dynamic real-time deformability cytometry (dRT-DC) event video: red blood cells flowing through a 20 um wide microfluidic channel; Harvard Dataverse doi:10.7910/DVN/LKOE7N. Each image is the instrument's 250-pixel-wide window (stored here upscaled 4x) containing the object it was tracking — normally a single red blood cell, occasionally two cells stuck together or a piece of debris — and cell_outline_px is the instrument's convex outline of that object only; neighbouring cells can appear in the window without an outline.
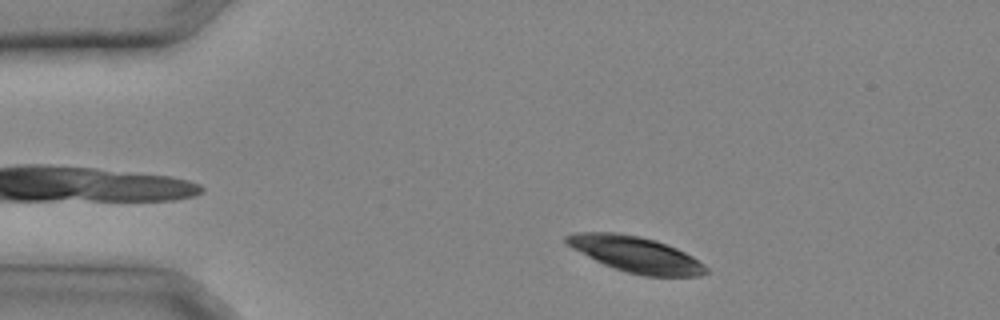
{"species": "common noctule bat (a hibernating species)", "species_latin": "Nyctalus noctula", "temperature_condition": "cold", "stored_images_in_passage": 12, "camera_frame_rate_fps": 3000, "um_per_image_px": 0.085, "animal": {"sex": "male", "body_mass_g": 20.4}, "frame": {"image": 1, "passage_image": 2, "time_ms": 0.333, "image_size_px": [1000, 320], "cell_outline_px": [[708, 272], [700, 276], [644, 276], [628, 272], [604, 264], [564, 244], [564, 236], [576, 232], [616, 232], [640, 236], [656, 240], [676, 248], [692, 256], [704, 264], [708, 268]], "centroid_in_image_um": [54.03, 21.61], "position_along_channel_um": 31.0, "area_um2": 29.02}}